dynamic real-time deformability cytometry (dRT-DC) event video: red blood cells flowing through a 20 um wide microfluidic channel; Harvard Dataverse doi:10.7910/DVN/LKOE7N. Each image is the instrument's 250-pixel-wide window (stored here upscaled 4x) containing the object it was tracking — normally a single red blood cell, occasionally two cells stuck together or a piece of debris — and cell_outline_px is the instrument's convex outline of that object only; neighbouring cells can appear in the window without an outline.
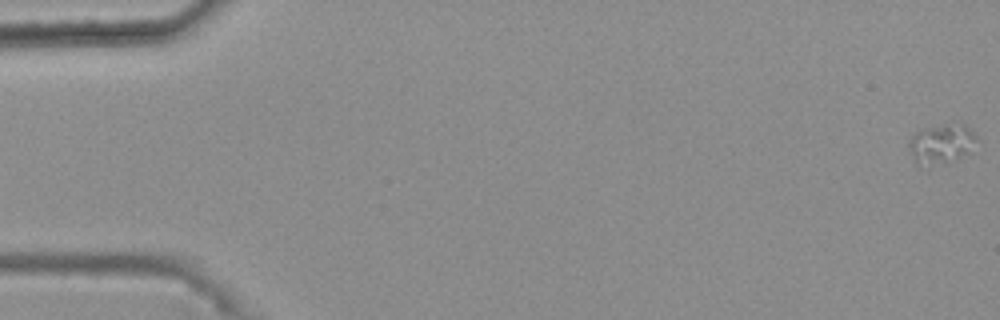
{"species": "common noctule bat (a hibernating species)", "species_latin": "Nyctalus noctula", "temperature_condition": "warm", "stored_images_in_passage": 50, "camera_frame_rate_fps": 3000, "um_per_image_px": 0.085, "animal": {"sex": "female", "body_mass_g": 25.1}, "frame": {"image": 1, "passage_image": 1, "time_ms": 0.0, "image_size_px": [1000, 320], "cell_outline_px": [[976, 140], [968, 152], [956, 160], [928, 168], [920, 168], [912, 156], [908, 144], [908, 140], [916, 132], [928, 128], [960, 120], [976, 136]], "centroid_in_image_um": [79.99, 12.25], "position_along_channel_um": 5.0, "area_um2": 15.95}}
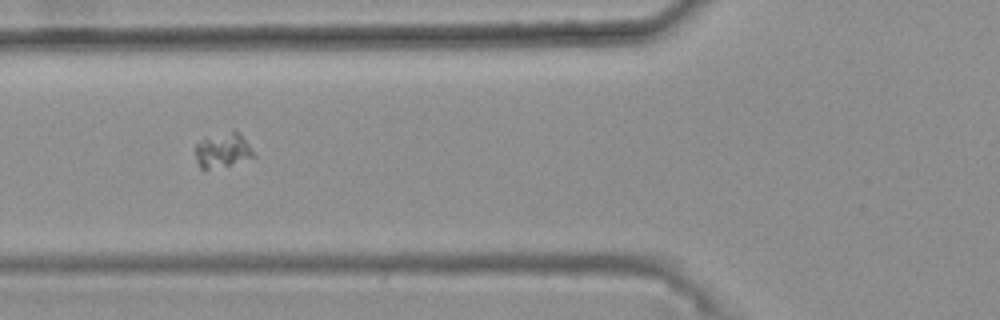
{"frame": {"image": 2, "passage_image": 22, "time_ms": 7.0, "image_size_px": [1000, 320], "cell_outline_px": [[256, 156], [228, 164], [208, 168], [200, 168], [196, 160], [196, 144], [204, 140], [232, 128], [240, 132]], "centroid_in_image_um": [18.95, 12.72], "position_along_channel_um": 106.8, "area_um2": 11.33}}
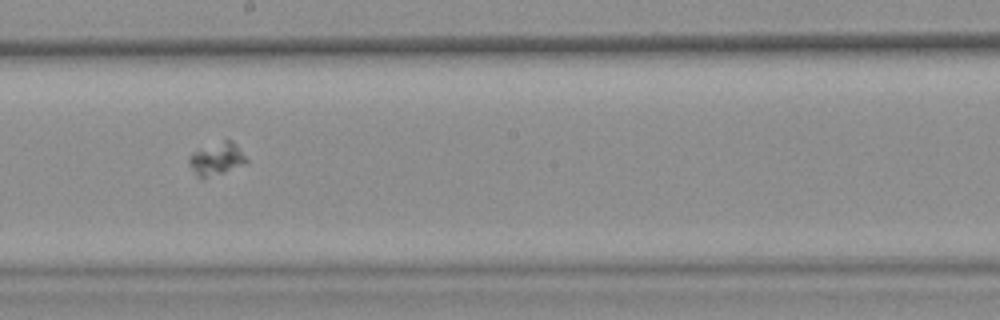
{"frame": {"image": 3, "passage_image": 32, "time_ms": 10.333, "image_size_px": [1000, 320], "cell_outline_px": [[248, 164], [224, 172], [204, 176], [200, 176], [192, 168], [188, 160], [188, 156], [192, 152], [224, 140], [232, 140], [236, 144], [248, 160]], "centroid_in_image_um": [18.47, 13.47], "position_along_channel_um": 229.7, "area_um2": 10.46}}